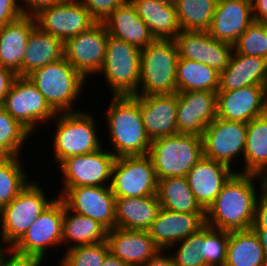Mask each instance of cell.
Wrapping results in <instances>:
<instances>
[{
    "mask_svg": "<svg viewBox=\"0 0 267 266\" xmlns=\"http://www.w3.org/2000/svg\"><path fill=\"white\" fill-rule=\"evenodd\" d=\"M255 179H259L260 191ZM266 187V178L235 171L205 211V224L228 232L251 229L257 199Z\"/></svg>",
    "mask_w": 267,
    "mask_h": 266,
    "instance_id": "1",
    "label": "cell"
},
{
    "mask_svg": "<svg viewBox=\"0 0 267 266\" xmlns=\"http://www.w3.org/2000/svg\"><path fill=\"white\" fill-rule=\"evenodd\" d=\"M103 116L108 122L110 152L115 157L148 155L151 139L146 133L139 95L113 96Z\"/></svg>",
    "mask_w": 267,
    "mask_h": 266,
    "instance_id": "2",
    "label": "cell"
},
{
    "mask_svg": "<svg viewBox=\"0 0 267 266\" xmlns=\"http://www.w3.org/2000/svg\"><path fill=\"white\" fill-rule=\"evenodd\" d=\"M27 77L56 113L78 111L74 103L87 80L65 58L46 64Z\"/></svg>",
    "mask_w": 267,
    "mask_h": 266,
    "instance_id": "3",
    "label": "cell"
},
{
    "mask_svg": "<svg viewBox=\"0 0 267 266\" xmlns=\"http://www.w3.org/2000/svg\"><path fill=\"white\" fill-rule=\"evenodd\" d=\"M93 117L85 110L56 114L53 119L56 130L52 144L55 164L59 165L70 156L93 153L103 147L97 132L96 118Z\"/></svg>",
    "mask_w": 267,
    "mask_h": 266,
    "instance_id": "4",
    "label": "cell"
},
{
    "mask_svg": "<svg viewBox=\"0 0 267 266\" xmlns=\"http://www.w3.org/2000/svg\"><path fill=\"white\" fill-rule=\"evenodd\" d=\"M179 59L174 40L156 39L141 49L140 82L136 95L177 93Z\"/></svg>",
    "mask_w": 267,
    "mask_h": 266,
    "instance_id": "5",
    "label": "cell"
},
{
    "mask_svg": "<svg viewBox=\"0 0 267 266\" xmlns=\"http://www.w3.org/2000/svg\"><path fill=\"white\" fill-rule=\"evenodd\" d=\"M157 179L186 177L188 171L203 157L202 137L177 133L152 140L148 154Z\"/></svg>",
    "mask_w": 267,
    "mask_h": 266,
    "instance_id": "6",
    "label": "cell"
},
{
    "mask_svg": "<svg viewBox=\"0 0 267 266\" xmlns=\"http://www.w3.org/2000/svg\"><path fill=\"white\" fill-rule=\"evenodd\" d=\"M43 187L31 182L0 210V239L13 247L27 232L39 215L55 199L47 198Z\"/></svg>",
    "mask_w": 267,
    "mask_h": 266,
    "instance_id": "7",
    "label": "cell"
},
{
    "mask_svg": "<svg viewBox=\"0 0 267 266\" xmlns=\"http://www.w3.org/2000/svg\"><path fill=\"white\" fill-rule=\"evenodd\" d=\"M141 49L108 35L103 74L112 96L136 95L140 82Z\"/></svg>",
    "mask_w": 267,
    "mask_h": 266,
    "instance_id": "8",
    "label": "cell"
},
{
    "mask_svg": "<svg viewBox=\"0 0 267 266\" xmlns=\"http://www.w3.org/2000/svg\"><path fill=\"white\" fill-rule=\"evenodd\" d=\"M157 186L158 179L149 155L116 157L110 183L115 198L156 195Z\"/></svg>",
    "mask_w": 267,
    "mask_h": 266,
    "instance_id": "9",
    "label": "cell"
},
{
    "mask_svg": "<svg viewBox=\"0 0 267 266\" xmlns=\"http://www.w3.org/2000/svg\"><path fill=\"white\" fill-rule=\"evenodd\" d=\"M3 106L31 134L41 123L44 124L43 121L51 122L57 114L28 77L18 76L15 79Z\"/></svg>",
    "mask_w": 267,
    "mask_h": 266,
    "instance_id": "10",
    "label": "cell"
},
{
    "mask_svg": "<svg viewBox=\"0 0 267 266\" xmlns=\"http://www.w3.org/2000/svg\"><path fill=\"white\" fill-rule=\"evenodd\" d=\"M104 147L83 155L70 156L58 169L62 174V187L110 186L116 157Z\"/></svg>",
    "mask_w": 267,
    "mask_h": 266,
    "instance_id": "11",
    "label": "cell"
},
{
    "mask_svg": "<svg viewBox=\"0 0 267 266\" xmlns=\"http://www.w3.org/2000/svg\"><path fill=\"white\" fill-rule=\"evenodd\" d=\"M108 31L96 22L87 31L64 42V58L86 79L101 71L106 54Z\"/></svg>",
    "mask_w": 267,
    "mask_h": 266,
    "instance_id": "12",
    "label": "cell"
},
{
    "mask_svg": "<svg viewBox=\"0 0 267 266\" xmlns=\"http://www.w3.org/2000/svg\"><path fill=\"white\" fill-rule=\"evenodd\" d=\"M57 196L65 207L98 221L107 230L115 227V196L110 186L61 187Z\"/></svg>",
    "mask_w": 267,
    "mask_h": 266,
    "instance_id": "13",
    "label": "cell"
},
{
    "mask_svg": "<svg viewBox=\"0 0 267 266\" xmlns=\"http://www.w3.org/2000/svg\"><path fill=\"white\" fill-rule=\"evenodd\" d=\"M246 134L247 123L216 118L203 132V156L233 168L244 155Z\"/></svg>",
    "mask_w": 267,
    "mask_h": 266,
    "instance_id": "14",
    "label": "cell"
},
{
    "mask_svg": "<svg viewBox=\"0 0 267 266\" xmlns=\"http://www.w3.org/2000/svg\"><path fill=\"white\" fill-rule=\"evenodd\" d=\"M63 216L64 202L55 196L13 248L20 253L37 255L44 260L50 247L53 250V247L62 245Z\"/></svg>",
    "mask_w": 267,
    "mask_h": 266,
    "instance_id": "15",
    "label": "cell"
},
{
    "mask_svg": "<svg viewBox=\"0 0 267 266\" xmlns=\"http://www.w3.org/2000/svg\"><path fill=\"white\" fill-rule=\"evenodd\" d=\"M36 25L44 32L65 42L87 31L96 21L78 0H61L34 16Z\"/></svg>",
    "mask_w": 267,
    "mask_h": 266,
    "instance_id": "16",
    "label": "cell"
},
{
    "mask_svg": "<svg viewBox=\"0 0 267 266\" xmlns=\"http://www.w3.org/2000/svg\"><path fill=\"white\" fill-rule=\"evenodd\" d=\"M179 58L208 65L221 73L229 64L233 45L213 38L207 31H181L174 39Z\"/></svg>",
    "mask_w": 267,
    "mask_h": 266,
    "instance_id": "17",
    "label": "cell"
},
{
    "mask_svg": "<svg viewBox=\"0 0 267 266\" xmlns=\"http://www.w3.org/2000/svg\"><path fill=\"white\" fill-rule=\"evenodd\" d=\"M217 118L248 123L267 112V85L217 91Z\"/></svg>",
    "mask_w": 267,
    "mask_h": 266,
    "instance_id": "18",
    "label": "cell"
},
{
    "mask_svg": "<svg viewBox=\"0 0 267 266\" xmlns=\"http://www.w3.org/2000/svg\"><path fill=\"white\" fill-rule=\"evenodd\" d=\"M177 95L178 133L202 137L206 127L217 118L216 92L186 91Z\"/></svg>",
    "mask_w": 267,
    "mask_h": 266,
    "instance_id": "19",
    "label": "cell"
},
{
    "mask_svg": "<svg viewBox=\"0 0 267 266\" xmlns=\"http://www.w3.org/2000/svg\"><path fill=\"white\" fill-rule=\"evenodd\" d=\"M177 102V93L139 95V109L151 141L178 133Z\"/></svg>",
    "mask_w": 267,
    "mask_h": 266,
    "instance_id": "20",
    "label": "cell"
},
{
    "mask_svg": "<svg viewBox=\"0 0 267 266\" xmlns=\"http://www.w3.org/2000/svg\"><path fill=\"white\" fill-rule=\"evenodd\" d=\"M229 166L202 157L187 173V181L199 205L206 211L235 173Z\"/></svg>",
    "mask_w": 267,
    "mask_h": 266,
    "instance_id": "21",
    "label": "cell"
},
{
    "mask_svg": "<svg viewBox=\"0 0 267 266\" xmlns=\"http://www.w3.org/2000/svg\"><path fill=\"white\" fill-rule=\"evenodd\" d=\"M205 225V214L180 213L161 208L148 232L161 250H168Z\"/></svg>",
    "mask_w": 267,
    "mask_h": 266,
    "instance_id": "22",
    "label": "cell"
},
{
    "mask_svg": "<svg viewBox=\"0 0 267 266\" xmlns=\"http://www.w3.org/2000/svg\"><path fill=\"white\" fill-rule=\"evenodd\" d=\"M253 21L251 0H221L207 32L218 41L234 45Z\"/></svg>",
    "mask_w": 267,
    "mask_h": 266,
    "instance_id": "23",
    "label": "cell"
},
{
    "mask_svg": "<svg viewBox=\"0 0 267 266\" xmlns=\"http://www.w3.org/2000/svg\"><path fill=\"white\" fill-rule=\"evenodd\" d=\"M110 252L128 266H143L160 248L148 231L116 228L107 230Z\"/></svg>",
    "mask_w": 267,
    "mask_h": 266,
    "instance_id": "24",
    "label": "cell"
},
{
    "mask_svg": "<svg viewBox=\"0 0 267 266\" xmlns=\"http://www.w3.org/2000/svg\"><path fill=\"white\" fill-rule=\"evenodd\" d=\"M250 85H267V60L233 50L228 66L220 73L218 91H231Z\"/></svg>",
    "mask_w": 267,
    "mask_h": 266,
    "instance_id": "25",
    "label": "cell"
},
{
    "mask_svg": "<svg viewBox=\"0 0 267 266\" xmlns=\"http://www.w3.org/2000/svg\"><path fill=\"white\" fill-rule=\"evenodd\" d=\"M35 26V17L26 15L0 26V66L12 70L20 77L27 39Z\"/></svg>",
    "mask_w": 267,
    "mask_h": 266,
    "instance_id": "26",
    "label": "cell"
},
{
    "mask_svg": "<svg viewBox=\"0 0 267 266\" xmlns=\"http://www.w3.org/2000/svg\"><path fill=\"white\" fill-rule=\"evenodd\" d=\"M108 34L142 49L156 39L137 14L130 0H125L104 21Z\"/></svg>",
    "mask_w": 267,
    "mask_h": 266,
    "instance_id": "27",
    "label": "cell"
},
{
    "mask_svg": "<svg viewBox=\"0 0 267 266\" xmlns=\"http://www.w3.org/2000/svg\"><path fill=\"white\" fill-rule=\"evenodd\" d=\"M161 205L157 195L115 199V227L148 231Z\"/></svg>",
    "mask_w": 267,
    "mask_h": 266,
    "instance_id": "28",
    "label": "cell"
},
{
    "mask_svg": "<svg viewBox=\"0 0 267 266\" xmlns=\"http://www.w3.org/2000/svg\"><path fill=\"white\" fill-rule=\"evenodd\" d=\"M62 58H64V42L42 31L36 25L27 39L22 61V77H27L44 65L57 62Z\"/></svg>",
    "mask_w": 267,
    "mask_h": 266,
    "instance_id": "29",
    "label": "cell"
},
{
    "mask_svg": "<svg viewBox=\"0 0 267 266\" xmlns=\"http://www.w3.org/2000/svg\"><path fill=\"white\" fill-rule=\"evenodd\" d=\"M155 39L173 40L182 30L176 7L157 0H130Z\"/></svg>",
    "mask_w": 267,
    "mask_h": 266,
    "instance_id": "30",
    "label": "cell"
},
{
    "mask_svg": "<svg viewBox=\"0 0 267 266\" xmlns=\"http://www.w3.org/2000/svg\"><path fill=\"white\" fill-rule=\"evenodd\" d=\"M240 173L259 175L267 179V112L247 123L246 145Z\"/></svg>",
    "mask_w": 267,
    "mask_h": 266,
    "instance_id": "31",
    "label": "cell"
},
{
    "mask_svg": "<svg viewBox=\"0 0 267 266\" xmlns=\"http://www.w3.org/2000/svg\"><path fill=\"white\" fill-rule=\"evenodd\" d=\"M106 238L107 229L98 221L74 213L68 210L64 204L62 244L66 245V249L105 242Z\"/></svg>",
    "mask_w": 267,
    "mask_h": 266,
    "instance_id": "32",
    "label": "cell"
},
{
    "mask_svg": "<svg viewBox=\"0 0 267 266\" xmlns=\"http://www.w3.org/2000/svg\"><path fill=\"white\" fill-rule=\"evenodd\" d=\"M157 198L161 208L180 213L205 214L186 177H166L158 180Z\"/></svg>",
    "mask_w": 267,
    "mask_h": 266,
    "instance_id": "33",
    "label": "cell"
},
{
    "mask_svg": "<svg viewBox=\"0 0 267 266\" xmlns=\"http://www.w3.org/2000/svg\"><path fill=\"white\" fill-rule=\"evenodd\" d=\"M266 253L252 229L228 232L224 266H265Z\"/></svg>",
    "mask_w": 267,
    "mask_h": 266,
    "instance_id": "34",
    "label": "cell"
},
{
    "mask_svg": "<svg viewBox=\"0 0 267 266\" xmlns=\"http://www.w3.org/2000/svg\"><path fill=\"white\" fill-rule=\"evenodd\" d=\"M177 93L186 91H211L219 89L220 73L208 65L179 58L176 71Z\"/></svg>",
    "mask_w": 267,
    "mask_h": 266,
    "instance_id": "35",
    "label": "cell"
},
{
    "mask_svg": "<svg viewBox=\"0 0 267 266\" xmlns=\"http://www.w3.org/2000/svg\"><path fill=\"white\" fill-rule=\"evenodd\" d=\"M217 0H178L177 19L182 31H208Z\"/></svg>",
    "mask_w": 267,
    "mask_h": 266,
    "instance_id": "36",
    "label": "cell"
},
{
    "mask_svg": "<svg viewBox=\"0 0 267 266\" xmlns=\"http://www.w3.org/2000/svg\"><path fill=\"white\" fill-rule=\"evenodd\" d=\"M21 158L13 156L0 162V210L31 182L21 165Z\"/></svg>",
    "mask_w": 267,
    "mask_h": 266,
    "instance_id": "37",
    "label": "cell"
},
{
    "mask_svg": "<svg viewBox=\"0 0 267 266\" xmlns=\"http://www.w3.org/2000/svg\"><path fill=\"white\" fill-rule=\"evenodd\" d=\"M228 245V231L203 227V239L200 241V255L206 266H224Z\"/></svg>",
    "mask_w": 267,
    "mask_h": 266,
    "instance_id": "38",
    "label": "cell"
},
{
    "mask_svg": "<svg viewBox=\"0 0 267 266\" xmlns=\"http://www.w3.org/2000/svg\"><path fill=\"white\" fill-rule=\"evenodd\" d=\"M109 252L107 241L71 247L62 252L59 266H101Z\"/></svg>",
    "mask_w": 267,
    "mask_h": 266,
    "instance_id": "39",
    "label": "cell"
},
{
    "mask_svg": "<svg viewBox=\"0 0 267 266\" xmlns=\"http://www.w3.org/2000/svg\"><path fill=\"white\" fill-rule=\"evenodd\" d=\"M32 134L15 120L0 105V143L13 155L20 156V151Z\"/></svg>",
    "mask_w": 267,
    "mask_h": 266,
    "instance_id": "40",
    "label": "cell"
},
{
    "mask_svg": "<svg viewBox=\"0 0 267 266\" xmlns=\"http://www.w3.org/2000/svg\"><path fill=\"white\" fill-rule=\"evenodd\" d=\"M236 53L259 56L267 60V27L263 22L253 21L233 45Z\"/></svg>",
    "mask_w": 267,
    "mask_h": 266,
    "instance_id": "41",
    "label": "cell"
},
{
    "mask_svg": "<svg viewBox=\"0 0 267 266\" xmlns=\"http://www.w3.org/2000/svg\"><path fill=\"white\" fill-rule=\"evenodd\" d=\"M203 239V228L198 232L184 238L177 245H172L170 251L176 266H206L200 253V241ZM176 251L171 252V249ZM178 248V249H177ZM173 253V254H172Z\"/></svg>",
    "mask_w": 267,
    "mask_h": 266,
    "instance_id": "42",
    "label": "cell"
},
{
    "mask_svg": "<svg viewBox=\"0 0 267 266\" xmlns=\"http://www.w3.org/2000/svg\"><path fill=\"white\" fill-rule=\"evenodd\" d=\"M96 22H103L125 0H78Z\"/></svg>",
    "mask_w": 267,
    "mask_h": 266,
    "instance_id": "43",
    "label": "cell"
},
{
    "mask_svg": "<svg viewBox=\"0 0 267 266\" xmlns=\"http://www.w3.org/2000/svg\"><path fill=\"white\" fill-rule=\"evenodd\" d=\"M44 261L37 255L20 253L8 247L1 257L0 266H41Z\"/></svg>",
    "mask_w": 267,
    "mask_h": 266,
    "instance_id": "44",
    "label": "cell"
},
{
    "mask_svg": "<svg viewBox=\"0 0 267 266\" xmlns=\"http://www.w3.org/2000/svg\"><path fill=\"white\" fill-rule=\"evenodd\" d=\"M252 230H267V187L259 195L256 203Z\"/></svg>",
    "mask_w": 267,
    "mask_h": 266,
    "instance_id": "45",
    "label": "cell"
},
{
    "mask_svg": "<svg viewBox=\"0 0 267 266\" xmlns=\"http://www.w3.org/2000/svg\"><path fill=\"white\" fill-rule=\"evenodd\" d=\"M23 16L18 0H0V26Z\"/></svg>",
    "mask_w": 267,
    "mask_h": 266,
    "instance_id": "46",
    "label": "cell"
},
{
    "mask_svg": "<svg viewBox=\"0 0 267 266\" xmlns=\"http://www.w3.org/2000/svg\"><path fill=\"white\" fill-rule=\"evenodd\" d=\"M23 15L34 17L41 10L49 8L53 4L59 3L61 0H18ZM24 4V5H23Z\"/></svg>",
    "mask_w": 267,
    "mask_h": 266,
    "instance_id": "47",
    "label": "cell"
},
{
    "mask_svg": "<svg viewBox=\"0 0 267 266\" xmlns=\"http://www.w3.org/2000/svg\"><path fill=\"white\" fill-rule=\"evenodd\" d=\"M17 77L18 75L12 70L0 66V105H3L5 97Z\"/></svg>",
    "mask_w": 267,
    "mask_h": 266,
    "instance_id": "48",
    "label": "cell"
},
{
    "mask_svg": "<svg viewBox=\"0 0 267 266\" xmlns=\"http://www.w3.org/2000/svg\"><path fill=\"white\" fill-rule=\"evenodd\" d=\"M167 251L160 249L143 266H176L171 253Z\"/></svg>",
    "mask_w": 267,
    "mask_h": 266,
    "instance_id": "49",
    "label": "cell"
},
{
    "mask_svg": "<svg viewBox=\"0 0 267 266\" xmlns=\"http://www.w3.org/2000/svg\"><path fill=\"white\" fill-rule=\"evenodd\" d=\"M253 19L263 22L267 19V0H251Z\"/></svg>",
    "mask_w": 267,
    "mask_h": 266,
    "instance_id": "50",
    "label": "cell"
},
{
    "mask_svg": "<svg viewBox=\"0 0 267 266\" xmlns=\"http://www.w3.org/2000/svg\"><path fill=\"white\" fill-rule=\"evenodd\" d=\"M101 266H128L118 257L114 256L111 252L106 255L104 262Z\"/></svg>",
    "mask_w": 267,
    "mask_h": 266,
    "instance_id": "51",
    "label": "cell"
},
{
    "mask_svg": "<svg viewBox=\"0 0 267 266\" xmlns=\"http://www.w3.org/2000/svg\"><path fill=\"white\" fill-rule=\"evenodd\" d=\"M267 255V230H253Z\"/></svg>",
    "mask_w": 267,
    "mask_h": 266,
    "instance_id": "52",
    "label": "cell"
},
{
    "mask_svg": "<svg viewBox=\"0 0 267 266\" xmlns=\"http://www.w3.org/2000/svg\"><path fill=\"white\" fill-rule=\"evenodd\" d=\"M12 157L13 155L0 143V162Z\"/></svg>",
    "mask_w": 267,
    "mask_h": 266,
    "instance_id": "53",
    "label": "cell"
},
{
    "mask_svg": "<svg viewBox=\"0 0 267 266\" xmlns=\"http://www.w3.org/2000/svg\"><path fill=\"white\" fill-rule=\"evenodd\" d=\"M157 1H160L161 3H164V4L172 5V6H175L178 2V0H157Z\"/></svg>",
    "mask_w": 267,
    "mask_h": 266,
    "instance_id": "54",
    "label": "cell"
},
{
    "mask_svg": "<svg viewBox=\"0 0 267 266\" xmlns=\"http://www.w3.org/2000/svg\"><path fill=\"white\" fill-rule=\"evenodd\" d=\"M1 244H3V247L1 246ZM4 242L3 241H0V260H1V257H2V255L5 253V251L8 249V246H6L5 248H4Z\"/></svg>",
    "mask_w": 267,
    "mask_h": 266,
    "instance_id": "55",
    "label": "cell"
},
{
    "mask_svg": "<svg viewBox=\"0 0 267 266\" xmlns=\"http://www.w3.org/2000/svg\"><path fill=\"white\" fill-rule=\"evenodd\" d=\"M263 23L265 24V26L267 27V19L265 21H263Z\"/></svg>",
    "mask_w": 267,
    "mask_h": 266,
    "instance_id": "56",
    "label": "cell"
}]
</instances>
